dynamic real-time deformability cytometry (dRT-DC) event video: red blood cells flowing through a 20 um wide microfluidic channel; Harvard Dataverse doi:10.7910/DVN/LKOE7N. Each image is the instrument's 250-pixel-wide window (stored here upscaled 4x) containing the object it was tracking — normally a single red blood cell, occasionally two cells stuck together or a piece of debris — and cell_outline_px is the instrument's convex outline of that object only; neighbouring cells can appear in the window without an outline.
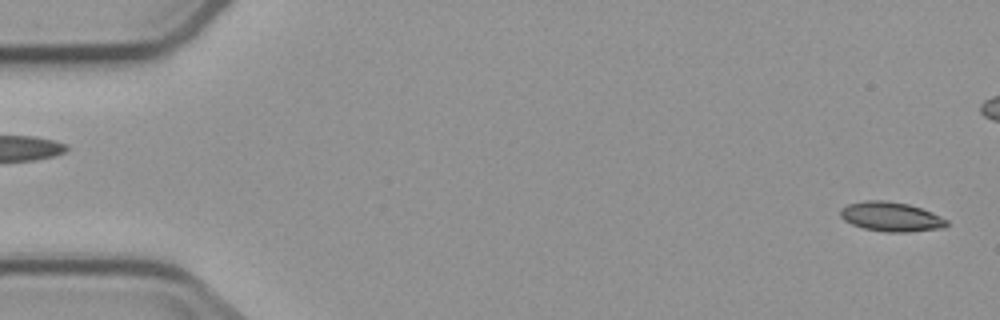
{"species": "common noctule bat (a hibernating species)", "species_latin": "Nyctalus noctula", "temperature_condition": "cold", "stored_images_in_passage": 4, "segment_of_instrument_passage": [2, 2], "camera_frame_rate_fps": 3000, "um_per_image_px": 0.085, "animal": {"sex": "male", "body_mass_g": 23.1, "forearm_length_mm": 52.7}, "frame": {"image": 1, "passage_image": 4, "time_ms": 3.667, "image_size_px": [1000, 320], "cell_outline_px": [[948, 224], [944, 228], [904, 232], [884, 232], [864, 228], [852, 224], [844, 220], [840, 216], [840, 208], [848, 204], [864, 200], [884, 200], [908, 204], [932, 212], [948, 220]], "centroid_in_image_um": [75.72, 18.42], "position_along_channel_um": 9.3, "area_um2": 18.26}}